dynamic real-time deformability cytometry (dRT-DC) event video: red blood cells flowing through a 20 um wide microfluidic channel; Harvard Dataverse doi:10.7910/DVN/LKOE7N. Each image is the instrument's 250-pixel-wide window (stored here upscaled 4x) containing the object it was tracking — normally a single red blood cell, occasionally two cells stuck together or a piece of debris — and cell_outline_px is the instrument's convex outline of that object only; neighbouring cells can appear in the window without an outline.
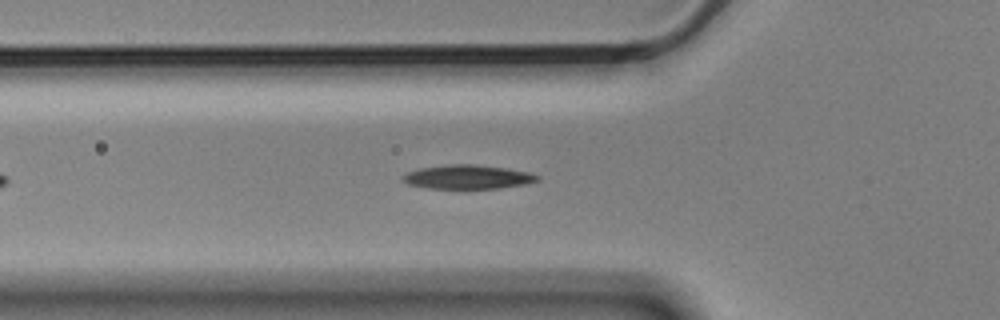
{"species": "Egyptian fruit bat (a non-hibernating species)", "species_latin": "Rousettus aegyptiacus", "temperature_condition": "cold", "stored_images_in_passage": 41, "camera_frame_rate_fps": 3000, "um_per_image_px": 0.085, "animal": {"sex": "male"}, "frame": {"image": 1, "passage_image": 10, "time_ms": 3.0, "image_size_px": [1000, 320], "cell_outline_px": [[540, 180], [528, 184], [500, 188], [428, 188], [408, 184], [404, 180], [404, 176], [408, 172], [420, 168], [448, 164], [472, 164], [508, 168], [528, 172], [540, 176]], "centroid_in_image_um": [39.83, 15.04], "position_along_channel_um": 86.0, "area_um2": 18.73}}
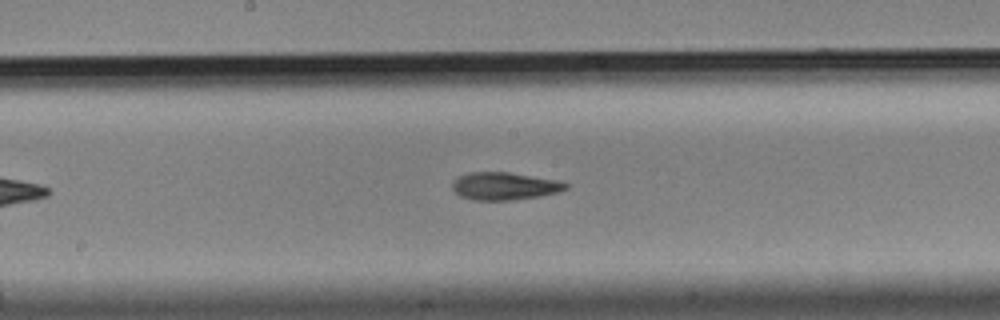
{"frame": {"image": 2, "passage_image": 20, "time_ms": 6.333, "image_size_px": [1000, 320], "cell_outline_px": [[568, 188], [556, 192], [540, 196], [512, 200], [472, 200], [460, 196], [452, 188], [452, 184], [460, 176], [468, 172], [508, 172], [560, 180], [568, 184]], "centroid_in_image_um": [42.9, 15.81], "position_along_channel_um": 205.3, "area_um2": 18.21}}
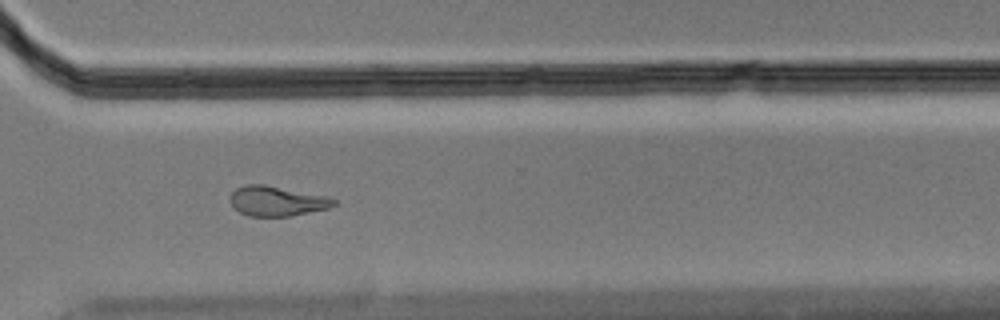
{"frame": {"image": 3, "passage_image": 32, "time_ms": 10.333, "image_size_px": [1000, 320], "cell_outline_px": [[336, 204], [328, 208], [292, 216], [248, 216], [240, 212], [228, 200], [232, 192], [236, 188], [244, 184], [264, 184], [324, 196], [336, 200]], "centroid_in_image_um": [23.49, 17.09], "position_along_channel_um": 347.1, "area_um2": 17.92}, "authors_computed_cell_mechanics": {"area_um2": 18.207, "velocity_mm_per_s": 3.5451, "shape_relaxation_time_tau1_ms": 6.4457, "shape_relaxation_time_tau2_ms": 2.7395, "deformation_change_tau1": 0.191, "deformation_change_tau2": 0.1019}}